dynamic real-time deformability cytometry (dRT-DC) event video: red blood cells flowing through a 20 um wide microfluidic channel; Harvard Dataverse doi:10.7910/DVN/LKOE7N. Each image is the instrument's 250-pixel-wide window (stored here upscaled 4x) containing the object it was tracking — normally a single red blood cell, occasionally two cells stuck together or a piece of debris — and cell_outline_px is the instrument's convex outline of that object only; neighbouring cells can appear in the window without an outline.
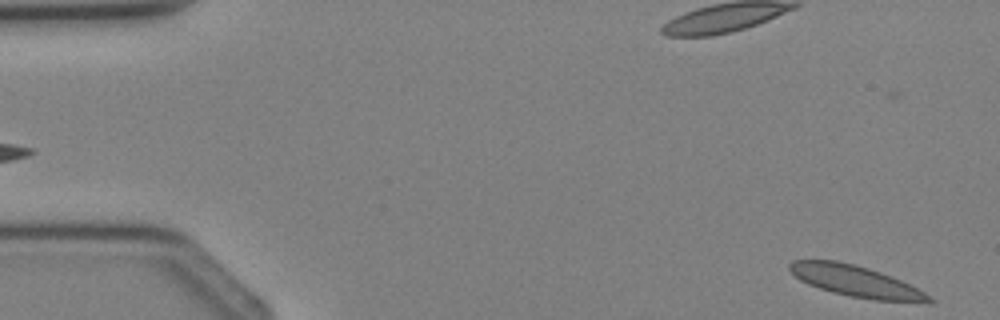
{"species": "Egyptian fruit bat (a non-hibernating species)", "species_latin": "Rousettus aegyptiacus", "temperature_condition": "cold", "stored_images_in_passage": 3, "camera_frame_rate_fps": 3000, "um_per_image_px": 0.085, "animal": {"sex": "female"}, "frame": {"image": 1, "passage_image": 3, "time_ms": 2.333, "image_size_px": [1000, 320], "cell_outline_px": [[936, 300], [876, 300], [852, 296], [832, 292], [808, 284], [800, 280], [788, 268], [788, 264], [792, 260], [836, 260], [868, 268], [880, 272], [900, 280], [924, 292]], "centroid_in_image_um": [72.62, 23.86], "position_along_channel_um": 12.4, "area_um2": 24.39}}